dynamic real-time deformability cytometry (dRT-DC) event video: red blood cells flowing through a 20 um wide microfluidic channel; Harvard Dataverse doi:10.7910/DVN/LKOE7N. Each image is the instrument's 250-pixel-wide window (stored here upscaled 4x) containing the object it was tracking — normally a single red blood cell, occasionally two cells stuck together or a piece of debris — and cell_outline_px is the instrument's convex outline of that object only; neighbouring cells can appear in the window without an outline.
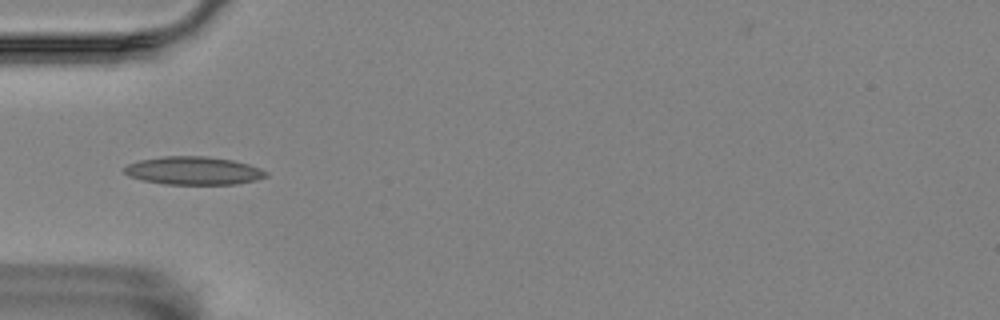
{"species": "Egyptian fruit bat (a non-hibernating species)", "species_latin": "Rousettus aegyptiacus", "temperature_condition": "room temperature", "stored_images_in_passage": 40, "camera_frame_rate_fps": 3000, "um_per_image_px": 0.085, "animal": {"sex": "female"}, "frame": {"image": 1, "passage_image": 1, "time_ms": 0.0, "image_size_px": [1000, 320], "cell_outline_px": [[268, 176], [256, 180], [236, 184], [164, 184], [144, 180], [128, 176], [124, 172], [124, 168], [128, 164], [140, 160], [164, 156], [204, 156], [232, 160], [248, 164], [260, 168], [268, 172]], "centroid_in_image_um": [16.47, 14.51], "position_along_channel_um": 68.5, "area_um2": 23.12}}
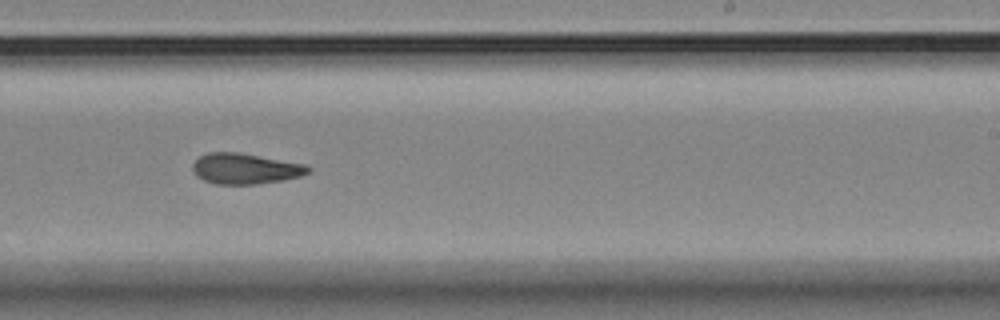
{"frame": {"image": 2, "passage_image": 18, "time_ms": 5.667, "image_size_px": [1000, 320], "cell_outline_px": [[312, 168], [308, 172], [300, 176], [284, 180], [256, 184], [216, 184], [204, 180], [196, 176], [192, 168], [192, 164], [200, 156], [208, 152], [236, 152], [304, 164]], "centroid_in_image_um": [20.82, 14.34], "position_along_channel_um": 268.2, "area_um2": 20.46}}
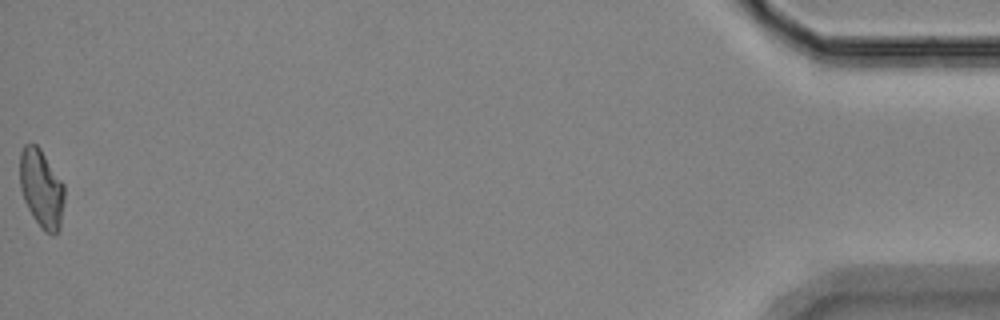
{"frame": {"image": 3, "passage_image": 40, "time_ms": 13.0, "image_size_px": [1000, 320], "cell_outline_px": [[64, 200], [60, 228], [56, 236], [52, 236], [44, 232], [40, 228], [32, 216], [24, 200], [20, 188], [20, 152], [24, 144], [36, 144], [40, 148], [64, 184]], "centroid_in_image_um": [3.53, 16.07], "position_along_channel_um": 431.7, "area_um2": 20.58}, "authors_computed_cell_mechanics": {"area_um2": 20.519, "velocity_mm_per_s": 3.5053, "shape_relaxation_time_tau1_ms": null, "shape_relaxation_time_tau2_ms": 3.7725, "deformation_change_tau1": null, "deformation_change_tau2": 0.1181}}